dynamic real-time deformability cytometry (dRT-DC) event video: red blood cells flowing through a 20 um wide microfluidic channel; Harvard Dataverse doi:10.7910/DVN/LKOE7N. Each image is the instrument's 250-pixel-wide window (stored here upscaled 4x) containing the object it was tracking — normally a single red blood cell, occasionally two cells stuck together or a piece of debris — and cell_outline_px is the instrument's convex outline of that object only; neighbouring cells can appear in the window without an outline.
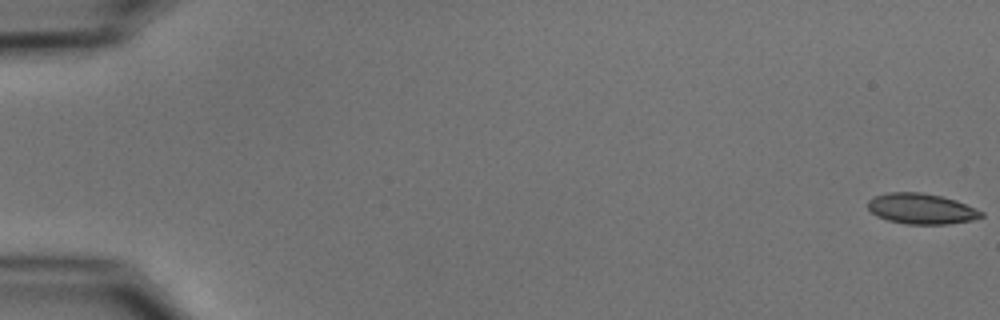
{"species": "common noctule bat (a hibernating species)", "species_latin": "Nyctalus noctula", "temperature_condition": "cold", "stored_images_in_passage": 55, "camera_frame_rate_fps": 3000, "um_per_image_px": 0.085, "animal": {"sex": "male", "body_mass_g": 15.6}, "frame": {"image": 1, "passage_image": 1, "time_ms": 0.0, "image_size_px": [1000, 320], "cell_outline_px": [[984, 216], [972, 220], [948, 224], [904, 224], [888, 220], [876, 216], [868, 208], [868, 200], [872, 196], [888, 192], [924, 192], [956, 200], [976, 208], [984, 212]], "centroid_in_image_um": [78.31, 17.74], "position_along_channel_um": 6.7, "area_um2": 20.4}}
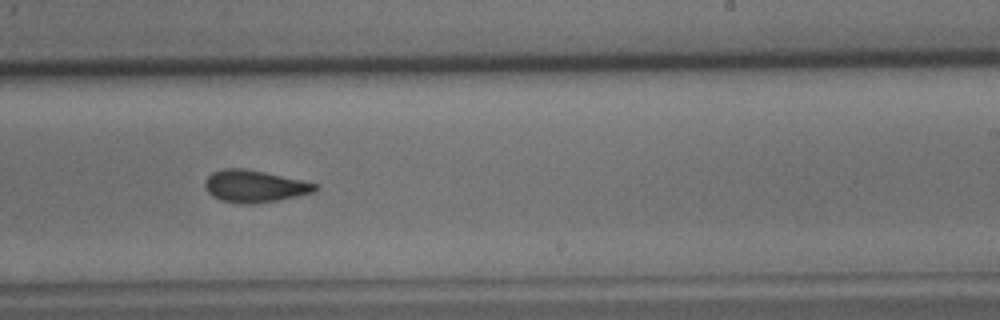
{"frame": {"image": 2, "passage_image": 35, "time_ms": 11.333, "image_size_px": [1000, 320], "cell_outline_px": [[320, 188], [312, 192], [296, 196], [276, 200], [252, 204], [240, 204], [220, 200], [212, 196], [208, 192], [204, 184], [204, 180], [212, 172], [224, 168], [244, 168], [264, 172], [300, 180], [316, 184]], "centroid_in_image_um": [21.58, 15.83], "position_along_channel_um": 267.4, "area_um2": 20.46}}
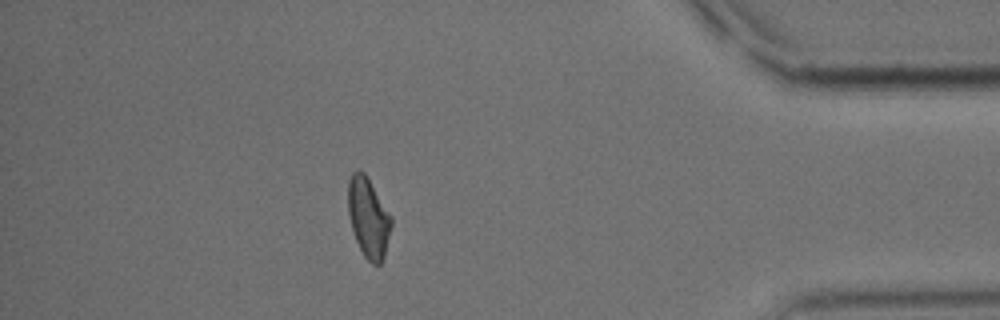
{"frame": {"image": 3, "passage_image": 49, "time_ms": 16.0, "image_size_px": [1000, 320], "cell_outline_px": [[392, 224], [384, 256], [380, 264], [372, 264], [364, 256], [356, 240], [352, 228], [348, 212], [348, 180], [352, 172], [364, 172], [392, 216]], "centroid_in_image_um": [31.32, 18.5], "position_along_channel_um": 403.9, "area_um2": 19.88}, "authors_computed_cell_mechanics": {"area_um2": 20.4612, "velocity_mm_per_s": 3.7165, "shape_relaxation_time_tau1_ms": 8.4966, "shape_relaxation_time_tau2_ms": 3.7646, "deformation_change_tau1": 0.17, "deformation_change_tau2": 0.0994}}